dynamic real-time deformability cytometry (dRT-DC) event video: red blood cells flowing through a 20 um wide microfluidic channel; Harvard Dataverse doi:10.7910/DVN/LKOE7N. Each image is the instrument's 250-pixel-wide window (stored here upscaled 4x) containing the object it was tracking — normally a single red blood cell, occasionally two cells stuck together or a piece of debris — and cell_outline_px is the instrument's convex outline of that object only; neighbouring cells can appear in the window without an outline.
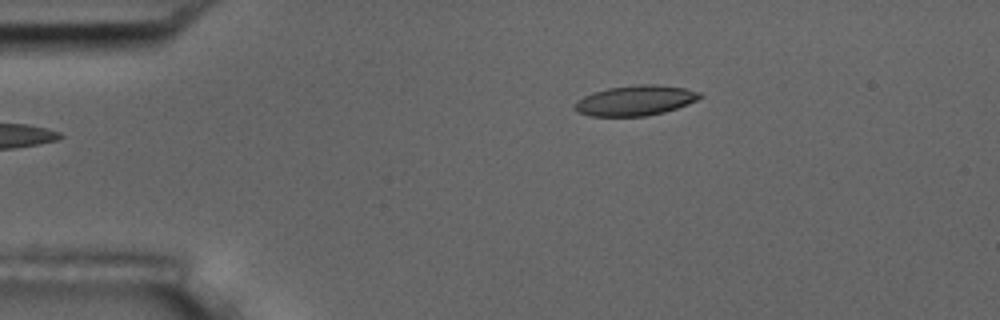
{"species": "common noctule bat (a hibernating species)", "species_latin": "Nyctalus noctula", "temperature_condition": "room temperature", "stored_images_in_passage": 46, "camera_frame_rate_fps": 3000, "um_per_image_px": 0.085, "animal": {"sex": "male", "body_mass_g": 17.5, "forearm_length_mm": 52.3}, "frame": {"image": 1, "passage_image": 1, "time_ms": 0.0, "image_size_px": [1000, 320], "cell_outline_px": [[704, 96], [688, 104], [664, 112], [644, 116], [588, 116], [576, 112], [572, 108], [584, 96], [608, 88], [636, 84], [656, 84], [688, 88], [700, 92]], "centroid_in_image_um": [54.04, 8.54], "position_along_channel_um": 31.0, "area_um2": 22.02}}
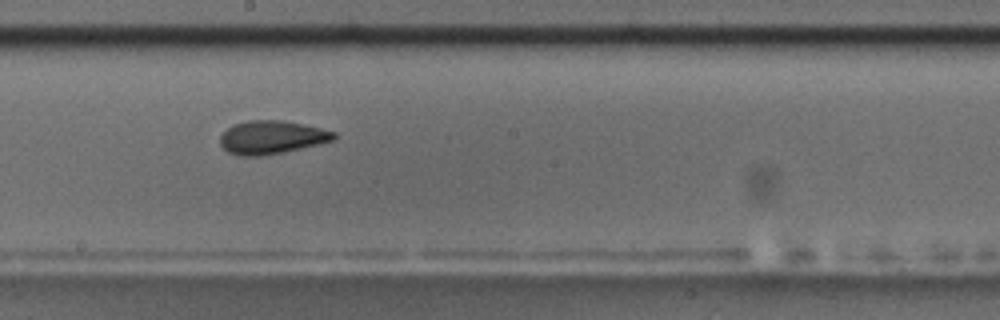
{"frame": {"image": 2, "passage_image": 21, "time_ms": 6.667, "image_size_px": [1000, 320], "cell_outline_px": [[336, 136], [332, 140], [320, 144], [284, 152], [260, 156], [240, 156], [228, 152], [220, 144], [220, 136], [232, 124], [248, 120], [280, 120], [320, 128], [336, 132]], "centroid_in_image_um": [23.06, 11.68], "position_along_channel_um": 225.1, "area_um2": 21.96}}
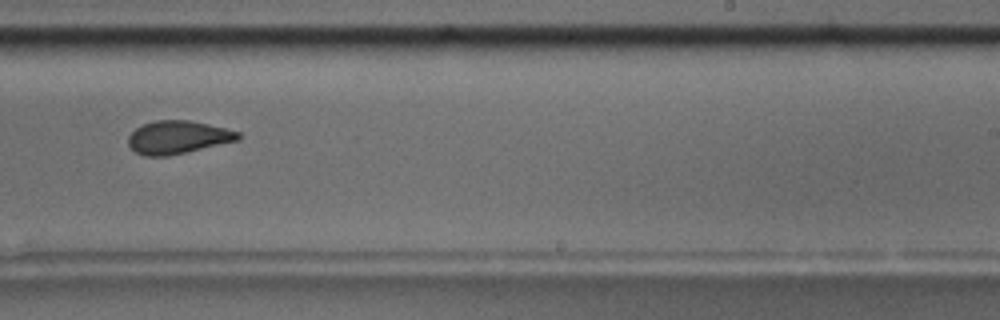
{"frame": {"image": 3, "passage_image": 25, "time_ms": 8.0, "image_size_px": [1000, 320], "cell_outline_px": [[240, 140], [168, 156], [144, 156], [136, 152], [128, 144], [128, 136], [136, 128], [144, 124], [156, 120], [188, 120], [208, 124], [240, 132]], "centroid_in_image_um": [15.12, 11.67], "position_along_channel_um": 273.9, "area_um2": 21.04}, "authors_computed_cell_mechanics": {"area_um2": 21.9929, "velocity_mm_per_s": 3.6626, "shape_relaxation_time_tau1_ms": 9.1529, "shape_relaxation_time_tau2_ms": 2.9866, "deformation_change_tau1": 0.2017, "deformation_change_tau2": 0.0846}}